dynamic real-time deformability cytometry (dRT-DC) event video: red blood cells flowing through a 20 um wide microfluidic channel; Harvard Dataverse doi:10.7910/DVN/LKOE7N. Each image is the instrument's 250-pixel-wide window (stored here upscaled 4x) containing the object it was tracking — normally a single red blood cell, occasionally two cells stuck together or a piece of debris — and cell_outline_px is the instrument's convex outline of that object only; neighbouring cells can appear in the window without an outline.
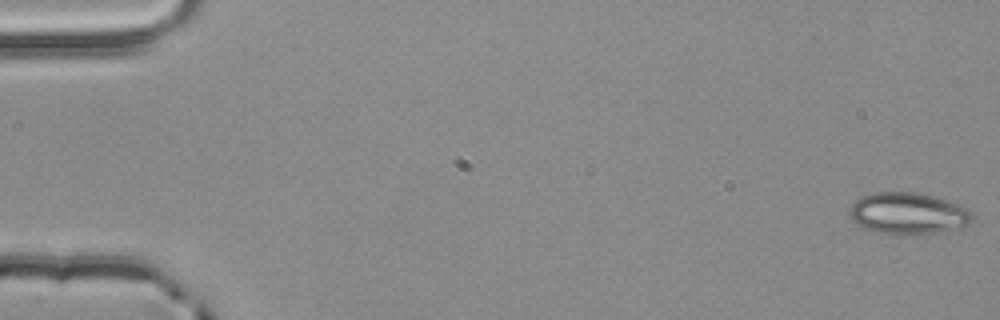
{"species": "common noctule bat (a hibernating species)", "species_latin": "Nyctalus noctula", "temperature_condition": "room temperature", "stored_images_in_passage": 54, "camera_frame_rate_fps": 3000, "um_per_image_px": 0.085, "animal": {"sex": "male", "body_mass_g": 20.4}, "frame": {"image": 1, "passage_image": 1, "time_ms": 0.0, "image_size_px": [1000, 320], "cell_outline_px": [[972, 220], [968, 224], [932, 232], [900, 236], [876, 232], [864, 228], [856, 224], [852, 220], [848, 212], [848, 208], [860, 196], [872, 192], [916, 192], [932, 196], [960, 204], [968, 208], [972, 212]], "centroid_in_image_um": [77.11, 18.13], "position_along_channel_um": 7.9, "area_um2": 29.82}}
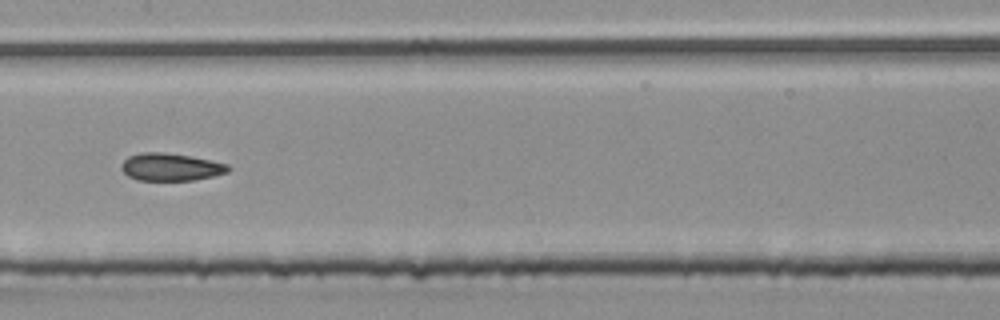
{"frame": {"image": 2, "passage_image": 28, "time_ms": 9.0, "image_size_px": [1000, 320], "cell_outline_px": [[232, 168], [228, 172], [212, 176], [192, 180], [140, 180], [128, 176], [120, 168], [120, 164], [128, 156], [140, 152], [164, 152], [192, 156], [228, 164]], "centroid_in_image_um": [14.5, 14.18], "position_along_channel_um": 192.9, "area_um2": 17.22}}
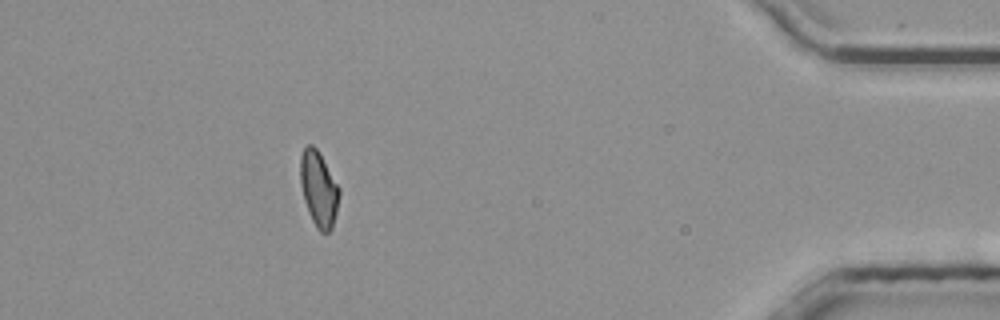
{"frame": {"image": 3, "passage_image": 49, "time_ms": 16.0, "image_size_px": [1000, 320], "cell_outline_px": [[340, 196], [332, 228], [328, 232], [320, 232], [316, 228], [308, 212], [304, 200], [300, 184], [300, 156], [304, 148], [308, 144], [312, 144], [316, 148], [340, 188]], "centroid_in_image_um": [27.08, 16.07], "position_along_channel_um": 408.1, "area_um2": 17.05}, "authors_computed_cell_mechanics": {"area_um2": 17.5134, "velocity_mm_per_s": 3.8821, "shape_relaxation_time_tau1_ms": 3.7495, "shape_relaxation_time_tau2_ms": 2.5882, "deformation_change_tau1": 0.1151, "deformation_change_tau2": 0.095}}